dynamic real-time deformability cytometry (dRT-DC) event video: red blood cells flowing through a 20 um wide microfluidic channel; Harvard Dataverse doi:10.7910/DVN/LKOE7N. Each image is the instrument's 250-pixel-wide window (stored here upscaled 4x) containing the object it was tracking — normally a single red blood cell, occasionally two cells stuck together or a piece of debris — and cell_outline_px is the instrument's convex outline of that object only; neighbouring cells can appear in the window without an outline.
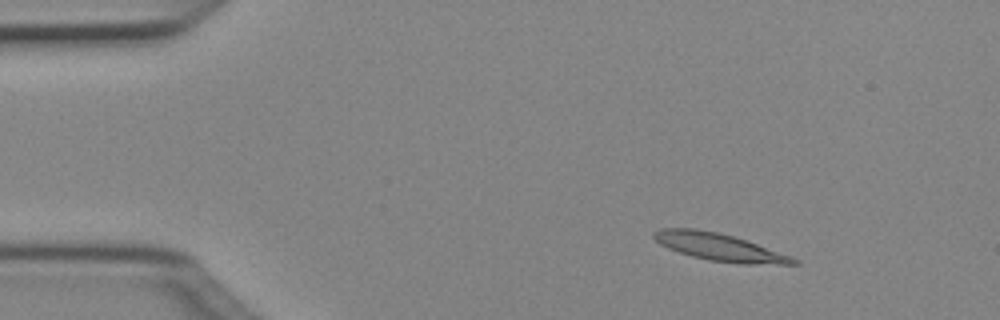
{"species": "Egyptian fruit bat (a non-hibernating species)", "species_latin": "Rousettus aegyptiacus", "temperature_condition": "cold", "stored_images_in_passage": 44, "camera_frame_rate_fps": 3000, "um_per_image_px": 0.085, "animal": {"sex": "female"}, "frame": {"image": 1, "passage_image": 1, "time_ms": 0.0, "image_size_px": [1000, 320], "cell_outline_px": [[800, 264], [744, 264], [708, 260], [692, 256], [668, 248], [660, 244], [652, 236], [652, 232], [660, 228], [696, 228], [716, 232], [732, 236], [792, 256], [800, 260]], "centroid_in_image_um": [61.14, 21.0], "position_along_channel_um": 23.9, "area_um2": 22.14}}
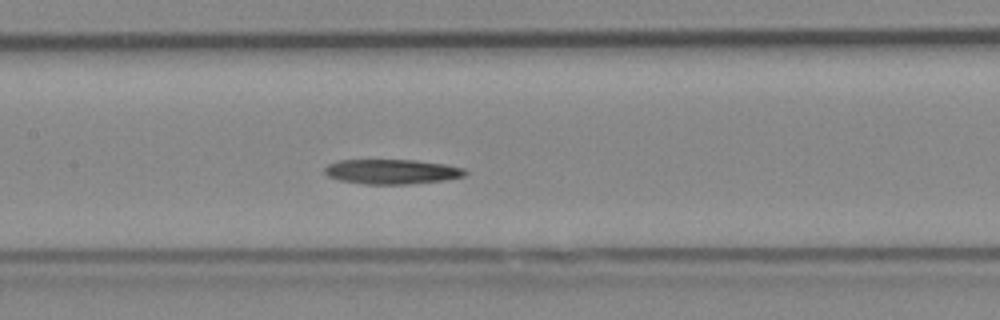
{"frame": {"image": 2, "passage_image": 18, "time_ms": 5.667, "image_size_px": [1000, 320], "cell_outline_px": [[468, 172], [464, 176], [444, 180], [408, 184], [364, 184], [340, 180], [328, 176], [324, 172], [324, 168], [328, 164], [340, 160], [416, 160], [444, 164], [464, 168]], "centroid_in_image_um": [33.3, 14.59], "position_along_channel_um": 174.1, "area_um2": 20.23}}
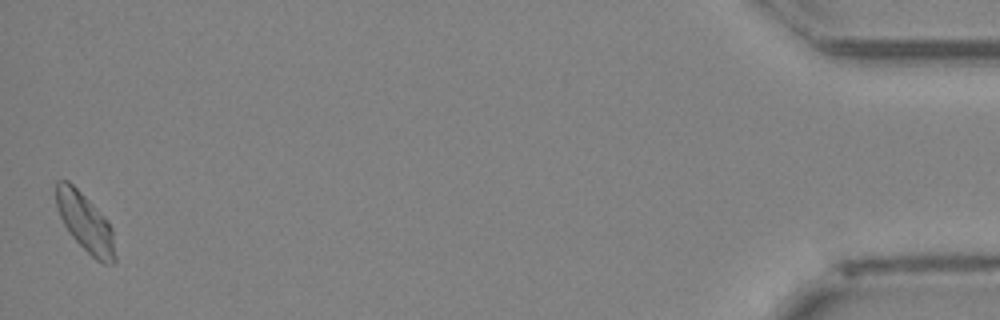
{"frame": {"image": 3, "passage_image": 44, "time_ms": 14.333, "image_size_px": [1000, 320], "cell_outline_px": [[116, 264], [104, 264], [96, 260], [68, 232], [60, 216], [56, 204], [56, 180], [68, 180], [104, 216], [112, 228], [116, 256]], "centroid_in_image_um": [7.26, 18.95], "position_along_channel_um": 427.9, "area_um2": 19.88}, "authors_computed_cell_mechanics": {"area_um2": 20.3745, "velocity_mm_per_s": 3.981, "shape_relaxation_time_tau1_ms": null, "shape_relaxation_time_tau2_ms": 10.1981, "deformation_change_tau1": null, "deformation_change_tau2": 0.182}}